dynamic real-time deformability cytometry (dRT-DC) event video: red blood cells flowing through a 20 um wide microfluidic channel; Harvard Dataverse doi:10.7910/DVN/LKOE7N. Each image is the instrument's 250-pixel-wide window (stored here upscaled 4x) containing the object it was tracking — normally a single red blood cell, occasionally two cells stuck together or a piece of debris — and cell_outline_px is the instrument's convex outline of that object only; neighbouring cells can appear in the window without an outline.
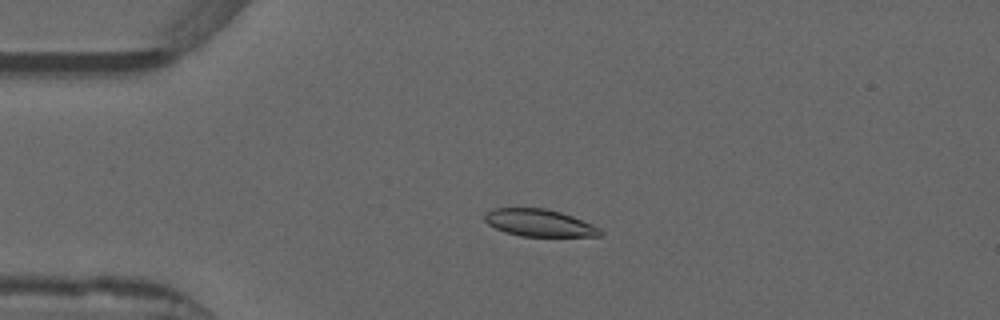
{"species": "common noctule bat (a hibernating species)", "species_latin": "Nyctalus noctula", "temperature_condition": "warm", "stored_images_in_passage": 52, "camera_frame_rate_fps": 3000, "um_per_image_px": 0.085, "animal": {"sex": "male", "forearm_length_mm": 52.5}, "frame": {"image": 1, "passage_image": 12, "time_ms": 3.667, "image_size_px": [1000, 320], "cell_outline_px": [[604, 232], [600, 236], [520, 236], [504, 232], [488, 224], [484, 220], [484, 216], [492, 208], [544, 208], [560, 212], [572, 216], [592, 224], [600, 228]], "centroid_in_image_um": [45.84, 18.95], "position_along_channel_um": 39.2, "area_um2": 18.26}}
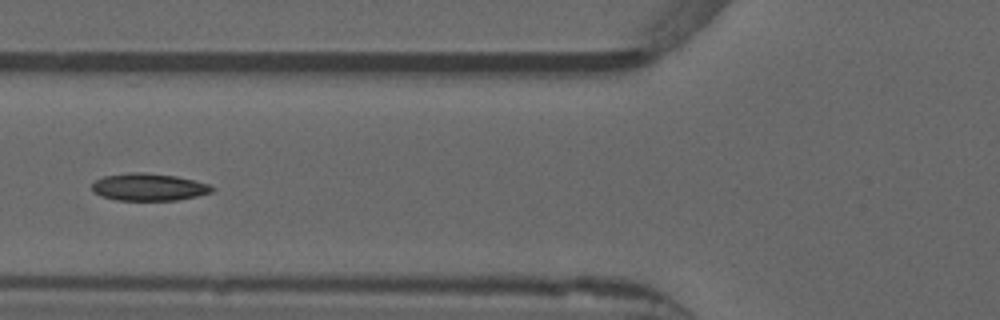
{"frame": {"image": 2, "passage_image": 20, "time_ms": 6.333, "image_size_px": [1000, 320], "cell_outline_px": [[216, 188], [212, 192], [196, 196], [176, 200], [116, 200], [100, 196], [92, 192], [92, 184], [96, 180], [104, 176], [128, 172], [144, 172], [176, 176], [208, 184]], "centroid_in_image_um": [12.61, 15.9], "position_along_channel_um": 113.2, "area_um2": 19.13}}
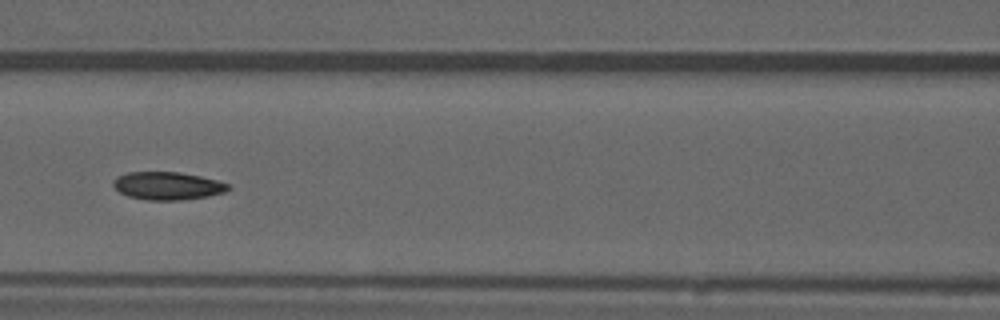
{"frame": {"image": 3, "passage_image": 23, "time_ms": 7.333, "image_size_px": [1000, 320], "cell_outline_px": [[232, 188], [224, 192], [208, 196], [180, 200], [148, 200], [128, 196], [120, 192], [112, 184], [112, 180], [116, 176], [128, 172], [180, 172], [200, 176], [232, 184]], "centroid_in_image_um": [14.25, 15.79], "position_along_channel_um": 152.3, "area_um2": 18.79}, "authors_computed_cell_mechanics": {"area_um2": 18.785, "velocity_mm_per_s": 3.9007, "shape_relaxation_time_tau1_ms": 7.5775, "shape_relaxation_time_tau2_ms": 3.293, "deformation_change_tau1": 0.1938, "deformation_change_tau2": 0.0752}}